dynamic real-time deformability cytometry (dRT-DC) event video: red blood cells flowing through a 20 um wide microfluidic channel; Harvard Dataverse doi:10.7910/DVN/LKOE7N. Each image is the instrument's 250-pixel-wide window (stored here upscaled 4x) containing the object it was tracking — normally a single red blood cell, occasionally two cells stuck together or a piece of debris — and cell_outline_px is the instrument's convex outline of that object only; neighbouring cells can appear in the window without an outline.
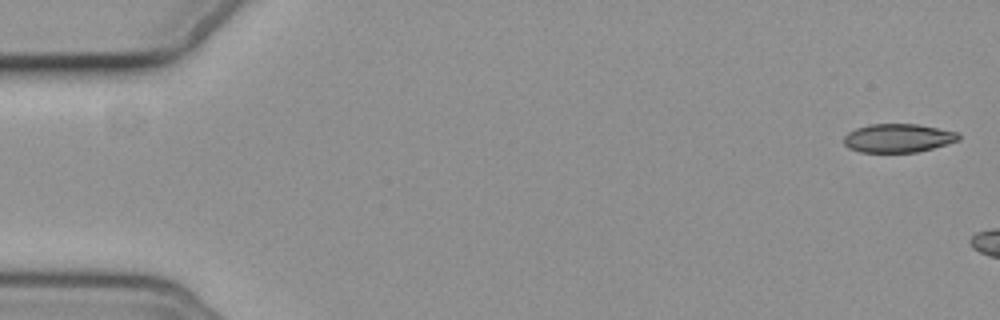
{"species": "common noctule bat (a hibernating species)", "species_latin": "Nyctalus noctula", "temperature_condition": "cold", "stored_images_in_passage": 4, "camera_frame_rate_fps": 3000, "um_per_image_px": 0.085, "animal": {"sex": "female", "body_mass_g": 19.3, "forearm_length_mm": 54.1}, "frame": {"image": 1, "passage_image": 1, "time_ms": 0.0, "image_size_px": [1000, 320], "cell_outline_px": [[960, 140], [948, 144], [916, 152], [860, 152], [848, 148], [844, 144], [844, 136], [848, 132], [856, 128], [868, 124], [916, 124], [960, 132]], "centroid_in_image_um": [76.34, 11.73], "position_along_channel_um": 8.7, "area_um2": 19.25}}